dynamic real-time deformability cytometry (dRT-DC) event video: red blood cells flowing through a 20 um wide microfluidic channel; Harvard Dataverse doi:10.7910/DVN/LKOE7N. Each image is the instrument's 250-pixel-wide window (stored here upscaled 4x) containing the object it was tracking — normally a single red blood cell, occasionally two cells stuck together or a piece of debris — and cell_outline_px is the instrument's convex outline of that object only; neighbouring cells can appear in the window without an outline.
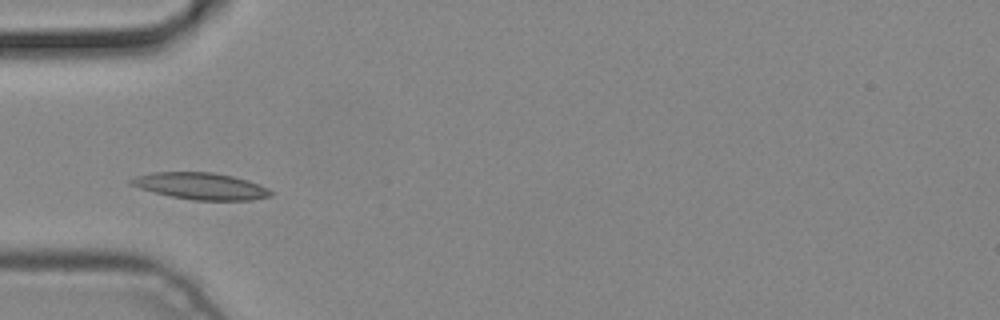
{"species": "common noctule bat (a hibernating species)", "species_latin": "Nyctalus noctula", "temperature_condition": "cold", "stored_images_in_passage": 2, "camera_frame_rate_fps": 3000, "um_per_image_px": 0.085, "animal": {"sex": "male", "body_mass_g": 19.2, "forearm_length_mm": 51.8}, "frame": {"image": 1, "passage_image": 2, "time_ms": 0.333, "image_size_px": [1000, 320], "cell_outline_px": [[272, 196], [252, 200], [192, 200], [172, 196], [140, 188], [128, 184], [128, 180], [136, 176], [152, 172], [212, 172], [232, 176], [248, 180], [260, 184], [268, 188], [272, 192]], "centroid_in_image_um": [17.08, 15.81], "position_along_channel_um": 67.9, "area_um2": 21.73}}